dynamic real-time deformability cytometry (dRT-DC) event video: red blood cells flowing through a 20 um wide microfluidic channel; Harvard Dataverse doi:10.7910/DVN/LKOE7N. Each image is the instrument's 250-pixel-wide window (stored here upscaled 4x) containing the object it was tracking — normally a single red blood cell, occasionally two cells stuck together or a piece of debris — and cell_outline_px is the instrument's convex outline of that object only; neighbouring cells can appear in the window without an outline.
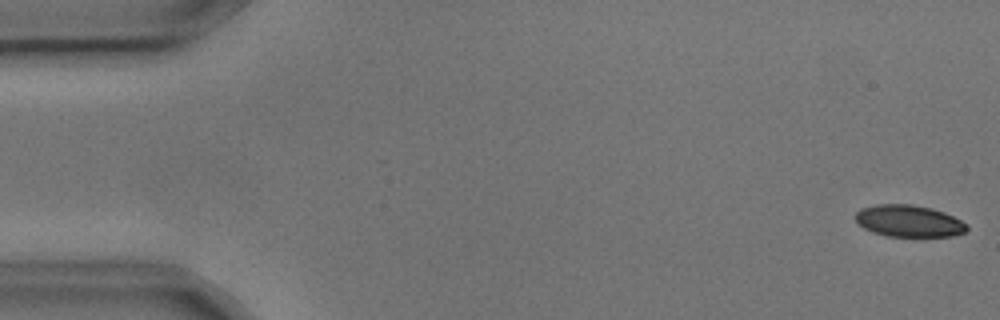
{"species": "common noctule bat (a hibernating species)", "species_latin": "Nyctalus noctula", "temperature_condition": "cold", "stored_images_in_passage": 6, "camera_frame_rate_fps": 3000, "um_per_image_px": 0.085, "animal": {"sex": "male", "body_mass_g": 17.9, "forearm_length_mm": 54.2}, "frame": {"image": 1, "passage_image": 1, "time_ms": 0.0, "image_size_px": [1000, 320], "cell_outline_px": [[968, 228], [964, 232], [952, 236], [888, 236], [872, 232], [864, 228], [856, 220], [856, 212], [860, 208], [876, 204], [912, 204], [932, 208], [944, 212], [968, 224]], "centroid_in_image_um": [77.25, 18.77], "position_along_channel_um": 7.8, "area_um2": 20.63}}
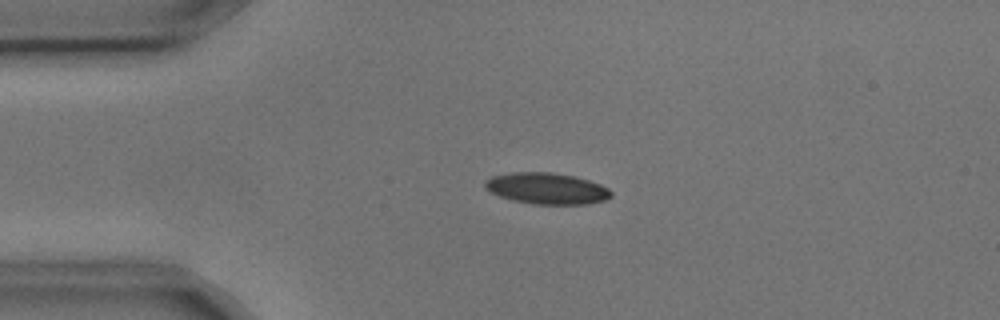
{"frame": {"image": 2, "passage_image": 4, "time_ms": 1.0, "image_size_px": [1000, 320], "cell_outline_px": [[612, 196], [604, 200], [588, 204], [536, 204], [516, 200], [500, 196], [484, 188], [484, 180], [492, 176], [512, 172], [552, 172], [576, 176], [600, 184], [608, 188], [612, 192]], "centroid_in_image_um": [46.48, 16.0], "position_along_channel_um": 38.5, "area_um2": 22.95}}